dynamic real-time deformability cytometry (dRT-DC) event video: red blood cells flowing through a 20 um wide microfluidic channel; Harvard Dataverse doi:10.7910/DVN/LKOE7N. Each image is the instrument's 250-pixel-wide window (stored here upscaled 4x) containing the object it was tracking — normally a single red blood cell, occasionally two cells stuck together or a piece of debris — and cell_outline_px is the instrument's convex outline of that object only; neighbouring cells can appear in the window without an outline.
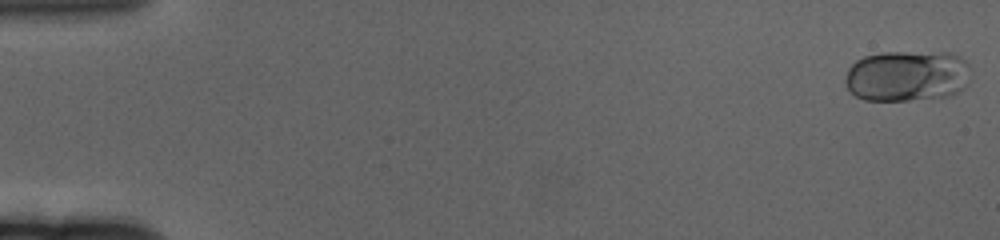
{"species": "human", "species_latin": "Homo sapiens", "temperature_condition": "cold", "stored_images_in_passage": 62, "camera_frame_rate_fps": 3000, "um_per_image_px": 0.085, "donor": {"sex": "female"}, "frame": {"image": 1, "passage_image": 1, "time_ms": 0.0, "image_size_px": [1000, 240], "cell_outline_px": [[968, 84], [964, 88], [948, 96], [908, 100], [864, 100], [856, 96], [848, 88], [844, 80], [848, 68], [856, 60], [864, 56], [884, 52], [948, 52], [960, 56], [968, 64]], "centroid_in_image_um": [77.09, 6.44], "position_along_channel_um": 7.9, "area_um2": 37.45}}
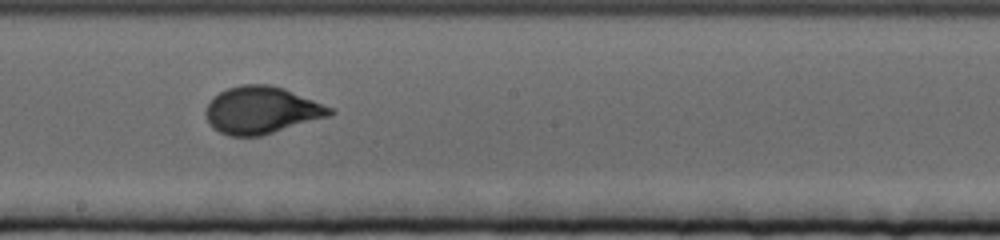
{"frame": {"image": 2, "passage_image": 35, "time_ms": 11.333, "image_size_px": [1000, 240], "cell_outline_px": [[336, 112], [328, 116], [260, 136], [232, 136], [220, 132], [212, 128], [204, 112], [208, 104], [220, 92], [228, 88], [240, 84], [272, 84], [284, 88], [332, 108]], "centroid_in_image_um": [22.21, 9.36], "position_along_channel_um": 226.0, "area_um2": 33.76}}
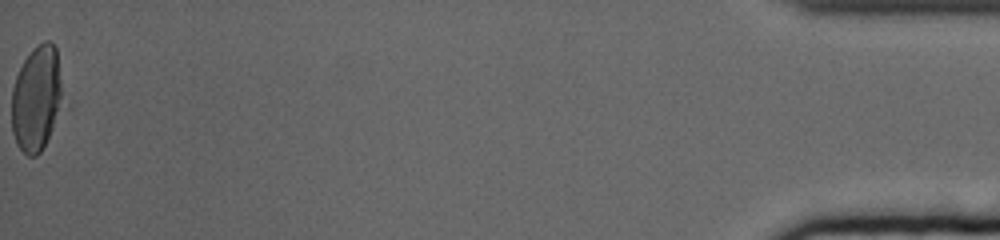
{"frame": {"image": 3, "passage_image": 62, "time_ms": 20.333, "image_size_px": [1000, 240], "cell_outline_px": [[60, 108], [52, 128], [40, 152], [36, 156], [28, 156], [16, 144], [12, 132], [12, 88], [16, 76], [24, 60], [32, 48], [44, 40], [48, 40], [56, 48], [60, 80]], "centroid_in_image_um": [3.06, 8.36], "position_along_channel_um": 432.1, "area_um2": 30.63}, "authors_computed_cell_mechanics": {"area_um2": 32.8593, "velocity_mm_per_s": 3.3133, "shape_relaxation_time_tau1_ms": 3.4144, "shape_relaxation_time_tau2_ms": null, "deformation_change_tau1": 0.1301, "deformation_change_tau2": null}}